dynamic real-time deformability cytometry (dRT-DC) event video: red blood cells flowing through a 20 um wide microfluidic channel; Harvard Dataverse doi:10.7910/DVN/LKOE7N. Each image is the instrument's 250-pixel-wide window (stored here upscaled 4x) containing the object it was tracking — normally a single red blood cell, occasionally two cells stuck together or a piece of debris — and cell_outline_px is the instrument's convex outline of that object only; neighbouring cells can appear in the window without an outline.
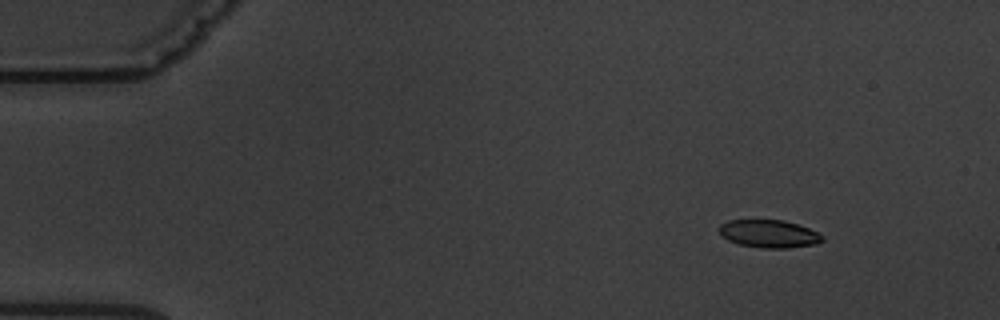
{"species": "common noctule bat (a hibernating species)", "species_latin": "Nyctalus noctula", "temperature_condition": "warm", "stored_images_in_passage": 5, "camera_frame_rate_fps": 3000, "um_per_image_px": 0.085, "animal": {"sex": "male", "body_mass_g": 19.5, "forearm_length_mm": 54.6}, "frame": {"image": 1, "passage_image": 2, "time_ms": 1.0, "image_size_px": [1000, 320], "cell_outline_px": [[824, 240], [816, 244], [788, 248], [764, 248], [740, 244], [728, 240], [720, 236], [720, 224], [728, 220], [784, 220], [808, 228], [824, 236]], "centroid_in_image_um": [65.36, 19.87], "position_along_channel_um": 19.6, "area_um2": 16.65}}
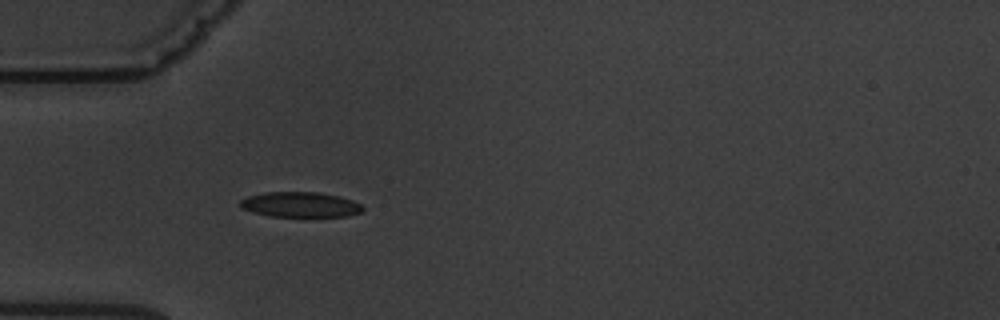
{"frame": {"image": 2, "passage_image": 5, "time_ms": 4.667, "image_size_px": [1000, 320], "cell_outline_px": [[364, 208], [360, 212], [348, 216], [272, 216], [252, 212], [240, 208], [240, 200], [248, 196], [264, 192], [316, 192], [340, 196], [352, 200], [360, 204]], "centroid_in_image_um": [25.5, 17.38], "position_along_channel_um": 59.5, "area_um2": 17.92}}